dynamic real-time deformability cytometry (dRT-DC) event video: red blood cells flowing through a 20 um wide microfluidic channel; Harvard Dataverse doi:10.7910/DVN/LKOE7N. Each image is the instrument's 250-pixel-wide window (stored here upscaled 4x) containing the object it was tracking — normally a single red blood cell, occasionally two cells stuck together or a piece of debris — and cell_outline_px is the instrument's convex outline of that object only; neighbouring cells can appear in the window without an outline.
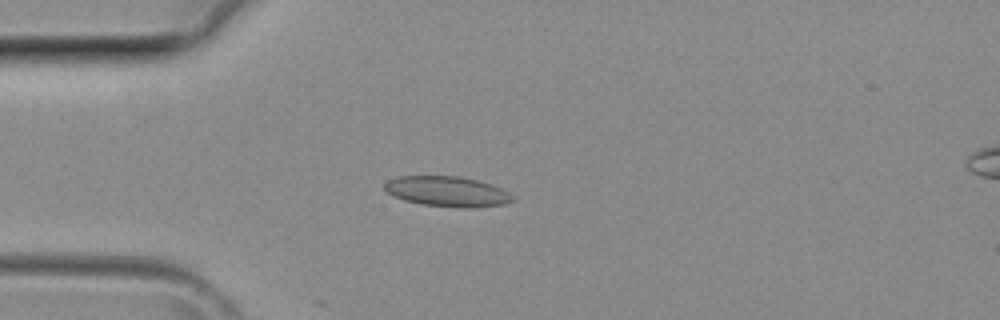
{"species": "common noctule bat (a hibernating species)", "species_latin": "Nyctalus noctula", "temperature_condition": "room temperature", "stored_images_in_passage": 39, "camera_frame_rate_fps": 3000, "um_per_image_px": 0.085, "animal": {"sex": "female", "body_mass_g": 29.2, "forearm_length_mm": 56.3}, "frame": {"image": 1, "passage_image": 10, "time_ms": 3.0, "image_size_px": [1000, 320], "cell_outline_px": [[512, 200], [504, 204], [472, 208], [460, 208], [420, 204], [404, 200], [392, 196], [384, 188], [384, 184], [388, 180], [400, 176], [460, 176], [492, 184], [508, 192], [512, 196]], "centroid_in_image_um": [37.99, 16.28], "position_along_channel_um": 47.0, "area_um2": 22.54}}
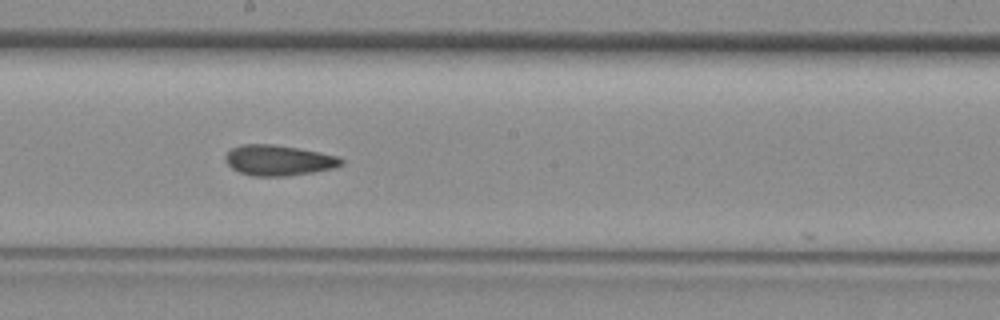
{"frame": {"image": 2, "passage_image": 21, "time_ms": 6.667, "image_size_px": [1000, 320], "cell_outline_px": [[344, 164], [336, 168], [288, 176], [252, 176], [240, 172], [232, 168], [224, 160], [224, 156], [232, 148], [240, 144], [272, 144], [320, 152], [340, 156], [344, 160]], "centroid_in_image_um": [23.7, 13.63], "position_along_channel_um": 224.5, "area_um2": 20.75}}
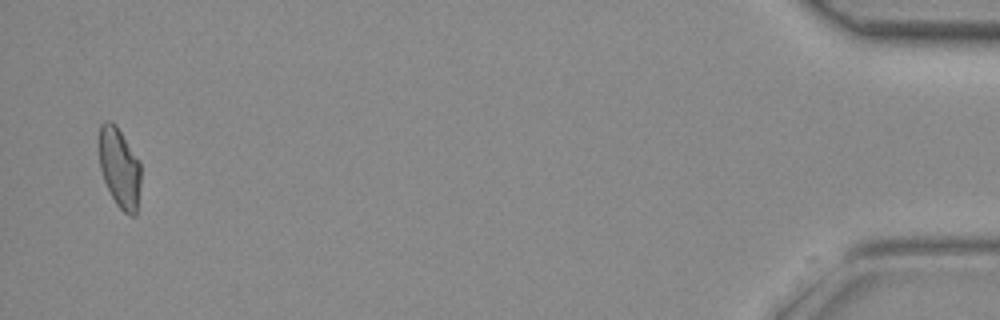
{"frame": {"image": 3, "passage_image": 38, "time_ms": 12.333, "image_size_px": [1000, 320], "cell_outline_px": [[140, 184], [136, 216], [128, 216], [116, 204], [104, 180], [100, 168], [100, 124], [104, 120], [108, 120], [116, 124], [140, 164]], "centroid_in_image_um": [10.16, 14.28], "position_along_channel_um": 425.0, "area_um2": 19.13}}